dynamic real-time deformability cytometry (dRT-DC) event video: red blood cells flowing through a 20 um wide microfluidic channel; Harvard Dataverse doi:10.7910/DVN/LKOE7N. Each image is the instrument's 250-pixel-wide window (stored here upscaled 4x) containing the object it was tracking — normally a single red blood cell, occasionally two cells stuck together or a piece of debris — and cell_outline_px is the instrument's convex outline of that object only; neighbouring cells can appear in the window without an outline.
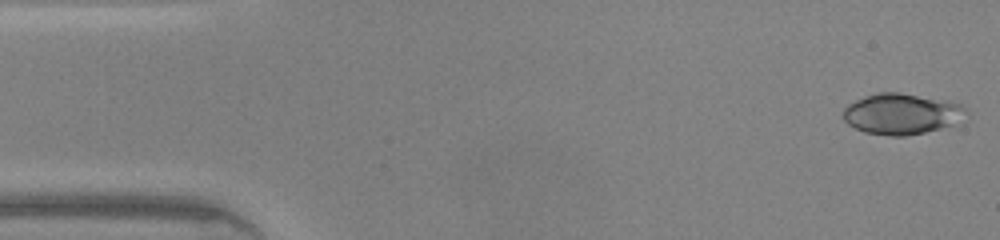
{"species": "common noctule bat (a hibernating species)", "species_latin": "Nyctalus noctula", "temperature_condition": "warm", "stored_images_in_passage": 45, "camera_frame_rate_fps": 3000, "um_per_image_px": 0.085, "animal": {"sex": "male", "body_mass_g": 20.0, "forearm_length_mm": 53.3}, "frame": {"image": 1, "passage_image": 1, "time_ms": 0.0, "image_size_px": [1000, 240], "cell_outline_px": [[968, 112], [952, 124], [940, 128], [924, 132], [904, 136], [892, 136], [864, 132], [848, 124], [844, 120], [844, 108], [848, 104], [864, 96], [876, 92], [900, 92], [948, 100], [960, 104]], "centroid_in_image_um": [76.6, 9.66], "position_along_channel_um": 8.4, "area_um2": 29.07}}
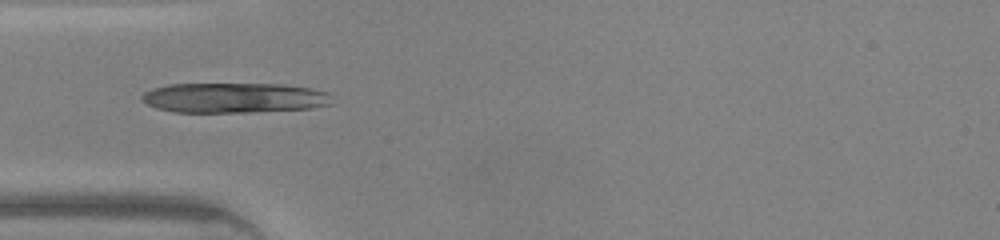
{"frame": {"image": 2, "passage_image": 13, "time_ms": 4.0, "image_size_px": [1000, 240], "cell_outline_px": [[332, 104], [312, 108], [252, 112], [172, 112], [156, 108], [140, 100], [140, 96], [144, 92], [152, 88], [168, 84], [284, 84], [312, 88], [328, 92]], "centroid_in_image_um": [19.88, 8.31], "position_along_channel_um": 65.1, "area_um2": 33.58}}